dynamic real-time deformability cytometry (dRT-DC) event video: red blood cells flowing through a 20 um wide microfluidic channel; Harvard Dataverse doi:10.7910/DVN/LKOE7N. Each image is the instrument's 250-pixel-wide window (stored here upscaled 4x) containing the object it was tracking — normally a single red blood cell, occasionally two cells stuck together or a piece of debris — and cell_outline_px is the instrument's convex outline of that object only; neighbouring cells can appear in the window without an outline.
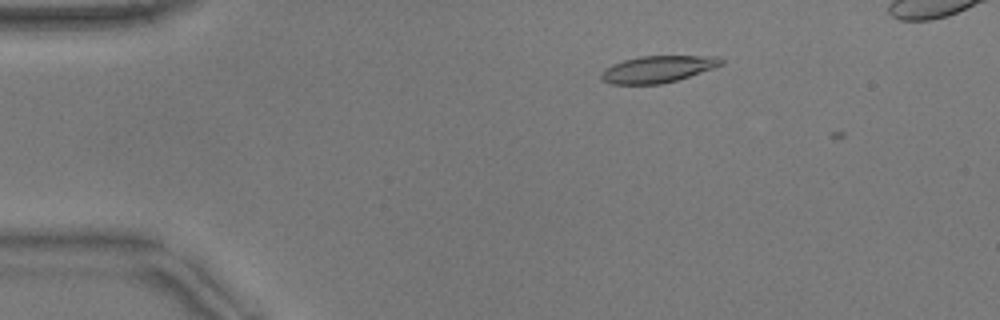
{"species": "common noctule bat (a hibernating species)", "species_latin": "Nyctalus noctula", "temperature_condition": "warm", "stored_images_in_passage": 10, "camera_frame_rate_fps": 3000, "um_per_image_px": 0.085, "animal": {"sex": "male", "body_mass_g": 17.9}, "frame": {"image": 1, "passage_image": 7, "time_ms": 2.0, "image_size_px": [1000, 320], "cell_outline_px": [[724, 64], [676, 80], [660, 84], [612, 84], [604, 80], [600, 76], [600, 72], [604, 68], [612, 64], [624, 60], [640, 56], [720, 56], [724, 60]], "centroid_in_image_um": [55.89, 5.87], "position_along_channel_um": 29.1, "area_um2": 18.61}}